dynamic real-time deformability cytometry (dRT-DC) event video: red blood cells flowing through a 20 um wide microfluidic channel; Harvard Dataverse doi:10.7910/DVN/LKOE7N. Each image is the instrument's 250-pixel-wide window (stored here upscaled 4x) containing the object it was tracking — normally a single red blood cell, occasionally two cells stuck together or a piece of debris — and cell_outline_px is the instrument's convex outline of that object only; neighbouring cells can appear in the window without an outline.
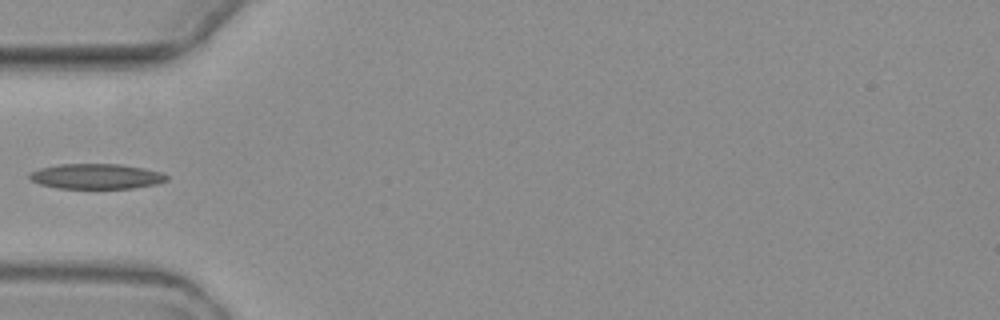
{"species": "common noctule bat (a hibernating species)", "species_latin": "Nyctalus noctula", "temperature_condition": "warm", "stored_images_in_passage": 5, "camera_frame_rate_fps": 3000, "um_per_image_px": 0.085, "animal": {"sex": "female", "body_mass_g": 19.3, "forearm_length_mm": 54.1}, "frame": {"image": 1, "passage_image": 5, "time_ms": 5.0, "image_size_px": [1000, 320], "cell_outline_px": [[168, 180], [156, 184], [132, 188], [60, 188], [40, 184], [32, 180], [28, 176], [28, 172], [40, 168], [56, 164], [120, 164], [144, 168], [164, 172], [168, 176]], "centroid_in_image_um": [8.2, 14.98], "position_along_channel_um": 76.8, "area_um2": 20.23}}